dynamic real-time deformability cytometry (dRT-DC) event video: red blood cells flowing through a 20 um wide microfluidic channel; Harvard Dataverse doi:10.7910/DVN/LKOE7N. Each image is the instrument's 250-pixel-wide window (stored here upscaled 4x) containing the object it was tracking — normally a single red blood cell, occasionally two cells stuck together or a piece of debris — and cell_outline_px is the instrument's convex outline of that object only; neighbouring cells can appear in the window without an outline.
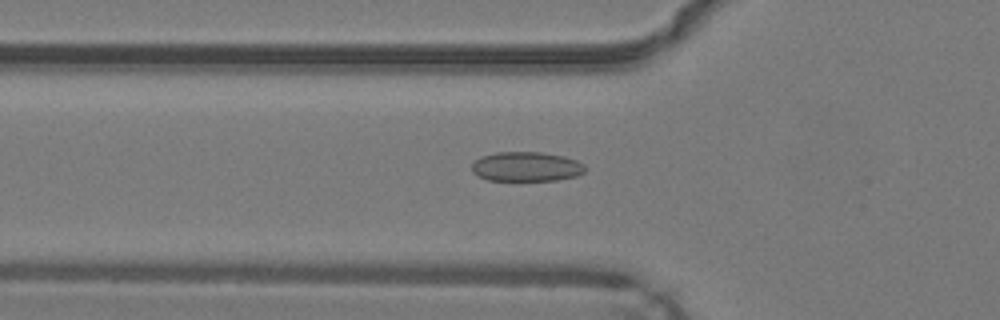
{"species": "common noctule bat (a hibernating species)", "species_latin": "Nyctalus noctula", "temperature_condition": "warm", "stored_images_in_passage": 47, "camera_frame_rate_fps": 3000, "um_per_image_px": 0.085, "animal": {"sex": "male", "body_mass_g": 19.2, "forearm_length_mm": 51.8}, "frame": {"image": 1, "passage_image": 16, "time_ms": 5.0, "image_size_px": [1000, 320], "cell_outline_px": [[584, 172], [576, 176], [556, 180], [488, 180], [476, 176], [472, 172], [472, 164], [480, 156], [496, 152], [540, 152], [564, 156], [576, 160], [584, 164]], "centroid_in_image_um": [44.7, 14.16], "position_along_channel_um": 81.1, "area_um2": 19.54}}
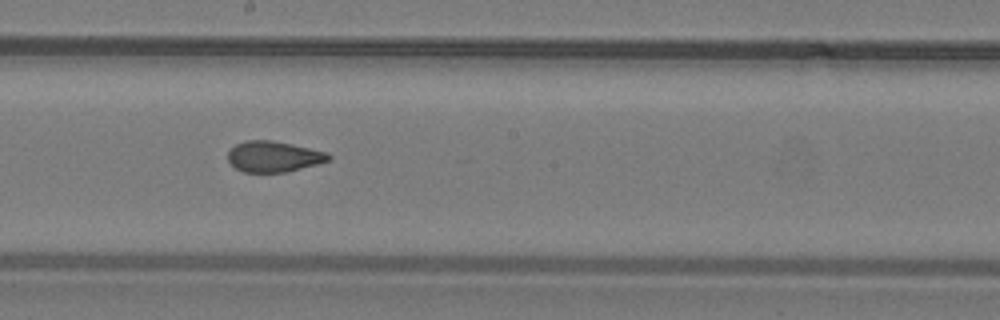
{"frame": {"image": 2, "passage_image": 26, "time_ms": 8.333, "image_size_px": [1000, 320], "cell_outline_px": [[332, 160], [288, 172], [244, 172], [236, 168], [228, 160], [228, 152], [236, 144], [244, 140], [272, 140], [292, 144], [328, 152], [332, 156]], "centroid_in_image_um": [23.3, 13.3], "position_along_channel_um": 224.9, "area_um2": 18.21}}
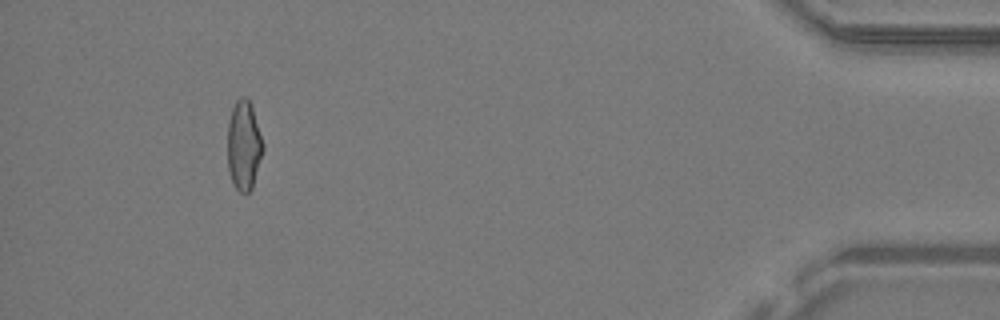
{"frame": {"image": 3, "passage_image": 44, "time_ms": 14.333, "image_size_px": [1000, 320], "cell_outline_px": [[264, 148], [252, 188], [248, 192], [240, 192], [232, 184], [228, 172], [228, 124], [232, 108], [236, 100], [240, 96], [244, 96], [252, 104], [264, 144]], "centroid_in_image_um": [20.73, 12.34], "position_along_channel_um": 414.5, "area_um2": 18.67}, "authors_computed_cell_mechanics": {"area_um2": 18.9006, "velocity_mm_per_s": 4.2907, "shape_relaxation_time_tau1_ms": 11.0882, "shape_relaxation_time_tau2_ms": 1.3949, "deformation_change_tau1": 0.1972, "deformation_change_tau2": 0.058}}